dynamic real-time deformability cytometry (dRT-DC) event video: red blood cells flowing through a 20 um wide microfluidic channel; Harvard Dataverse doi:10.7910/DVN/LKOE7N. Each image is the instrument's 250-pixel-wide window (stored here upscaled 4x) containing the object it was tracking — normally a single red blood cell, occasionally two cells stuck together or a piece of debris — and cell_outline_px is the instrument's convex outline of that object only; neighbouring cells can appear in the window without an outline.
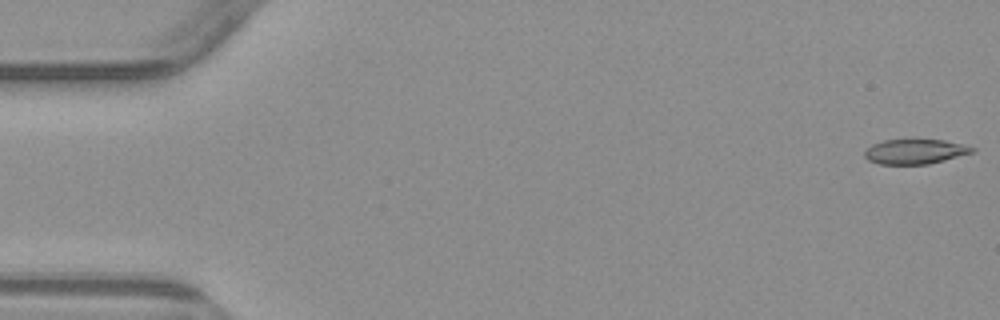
{"species": "common noctule bat (a hibernating species)", "species_latin": "Nyctalus noctula", "temperature_condition": "warm", "stored_images_in_passage": 5, "camera_frame_rate_fps": 3000, "um_per_image_px": 0.085, "animal": {"sex": "male", "body_mass_g": 23.1, "forearm_length_mm": 52.7}, "frame": {"image": 1, "passage_image": 1, "time_ms": 0.0, "image_size_px": [1000, 320], "cell_outline_px": [[976, 152], [928, 164], [880, 164], [868, 160], [864, 156], [864, 152], [872, 144], [884, 140], [944, 140], [964, 144], [976, 148]], "centroid_in_image_um": [77.81, 12.88], "position_along_channel_um": 7.2, "area_um2": 15.55}}